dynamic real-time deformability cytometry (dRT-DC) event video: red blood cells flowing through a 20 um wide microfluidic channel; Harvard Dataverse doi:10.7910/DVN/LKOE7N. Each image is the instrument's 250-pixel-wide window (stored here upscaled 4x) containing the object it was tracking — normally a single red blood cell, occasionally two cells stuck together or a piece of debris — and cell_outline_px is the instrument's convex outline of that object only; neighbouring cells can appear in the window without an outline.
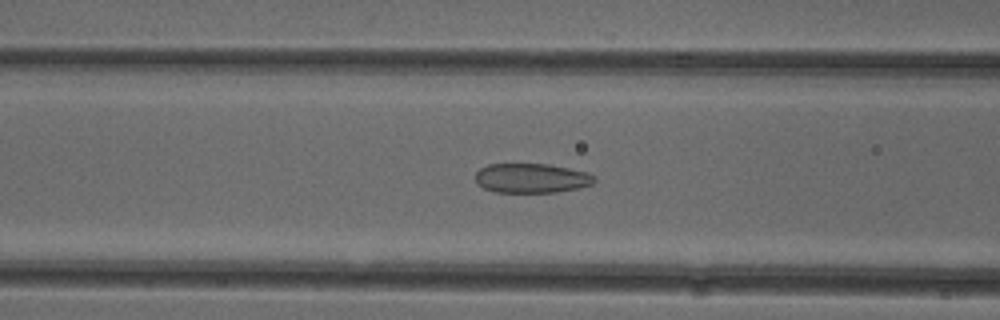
{"species": "common noctule bat (a hibernating species)", "species_latin": "Nyctalus noctula", "temperature_condition": "cold", "stored_images_in_passage": 51, "camera_frame_rate_fps": 3000, "um_per_image_px": 0.085, "animal": {"sex": "female"}, "frame": {"image": 1, "passage_image": 20, "time_ms": 6.333, "image_size_px": [1000, 320], "cell_outline_px": [[596, 180], [592, 184], [580, 188], [556, 192], [496, 192], [484, 188], [476, 180], [476, 172], [480, 168], [488, 164], [548, 164], [588, 172], [596, 176]], "centroid_in_image_um": [45.22, 15.14], "position_along_channel_um": 121.4, "area_um2": 20.46}}
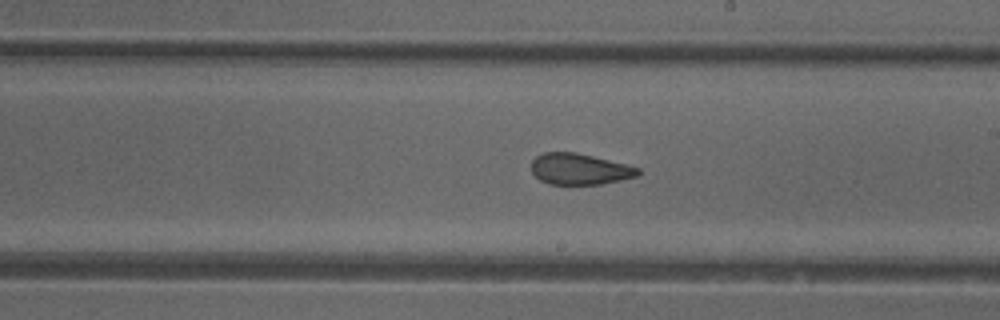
{"frame": {"image": 2, "passage_image": 29, "time_ms": 9.333, "image_size_px": [1000, 320], "cell_outline_px": [[640, 172], [636, 176], [620, 180], [600, 184], [548, 184], [540, 180], [532, 172], [532, 160], [536, 156], [544, 152], [576, 152], [640, 168]], "centroid_in_image_um": [49.23, 14.37], "position_along_channel_um": 239.8, "area_um2": 19.13}}
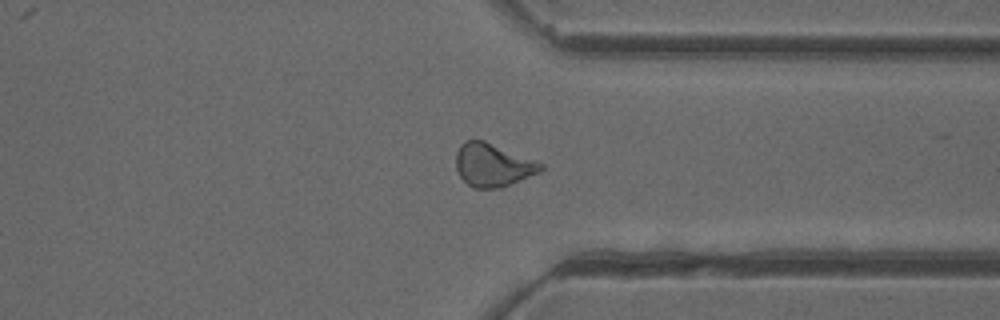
{"frame": {"image": 3, "passage_image": 39, "time_ms": 12.667, "image_size_px": [1000, 320], "cell_outline_px": [[544, 168], [540, 172], [500, 188], [472, 188], [460, 176], [456, 168], [456, 152], [460, 144], [464, 140], [484, 140], [536, 160], [544, 164]], "centroid_in_image_um": [41.89, 14.01], "position_along_channel_um": 369.5, "area_um2": 21.39}, "authors_computed_cell_mechanics": {"area_um2": 21.4438, "velocity_mm_per_s": 3.9332, "shape_relaxation_time_tau1_ms": null, "shape_relaxation_time_tau2_ms": 1.3096, "deformation_change_tau1": null, "deformation_change_tau2": 0.0772}}